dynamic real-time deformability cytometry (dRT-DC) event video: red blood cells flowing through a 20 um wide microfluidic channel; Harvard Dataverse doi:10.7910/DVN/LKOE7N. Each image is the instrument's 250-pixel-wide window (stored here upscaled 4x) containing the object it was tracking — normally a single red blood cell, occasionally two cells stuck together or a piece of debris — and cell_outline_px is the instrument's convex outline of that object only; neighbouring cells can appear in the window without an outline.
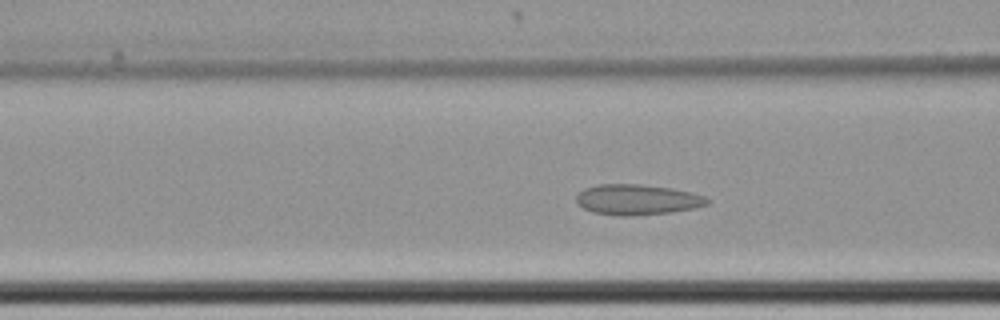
{"species": "common noctule bat (a hibernating species)", "species_latin": "Nyctalus noctula", "temperature_condition": "cold", "stored_images_in_passage": 46, "camera_frame_rate_fps": 3000, "um_per_image_px": 0.085, "animal": {"sex": "female", "body_mass_g": 22.7, "forearm_length_mm": 54.2}, "frame": {"image": 1, "passage_image": 22, "time_ms": 7.0, "image_size_px": [1000, 320], "cell_outline_px": [[712, 200], [708, 204], [696, 208], [672, 212], [628, 216], [620, 216], [592, 212], [576, 204], [576, 196], [584, 188], [596, 184], [640, 184], [672, 188], [692, 192], [704, 196]], "centroid_in_image_um": [54.18, 16.96], "position_along_channel_um": 112.4, "area_um2": 23.52}}
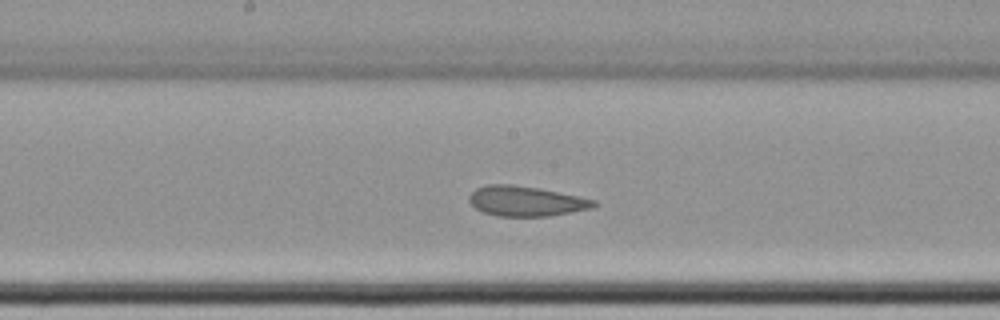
{"frame": {"image": 2, "passage_image": 30, "time_ms": 9.667, "image_size_px": [1000, 320], "cell_outline_px": [[596, 204], [592, 208], [548, 216], [496, 216], [484, 212], [476, 208], [468, 200], [468, 196], [476, 188], [488, 184], [512, 184], [536, 188], [596, 200]], "centroid_in_image_um": [44.66, 17.1], "position_along_channel_um": 203.5, "area_um2": 21.5}}
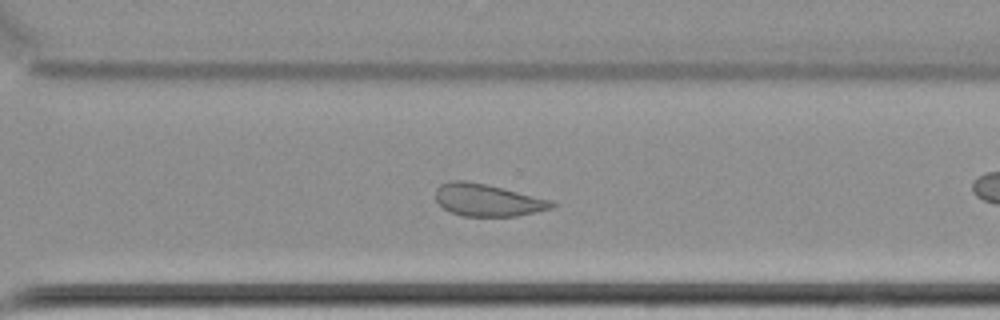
{"frame": {"image": 3, "passage_image": 41, "time_ms": 13.333, "image_size_px": [1000, 320], "cell_outline_px": [[560, 204], [552, 208], [516, 216], [460, 216], [444, 208], [436, 200], [436, 188], [440, 184], [452, 180], [464, 180], [488, 184], [556, 200]], "centroid_in_image_um": [41.52, 16.99], "position_along_channel_um": 329.1, "area_um2": 22.25}}